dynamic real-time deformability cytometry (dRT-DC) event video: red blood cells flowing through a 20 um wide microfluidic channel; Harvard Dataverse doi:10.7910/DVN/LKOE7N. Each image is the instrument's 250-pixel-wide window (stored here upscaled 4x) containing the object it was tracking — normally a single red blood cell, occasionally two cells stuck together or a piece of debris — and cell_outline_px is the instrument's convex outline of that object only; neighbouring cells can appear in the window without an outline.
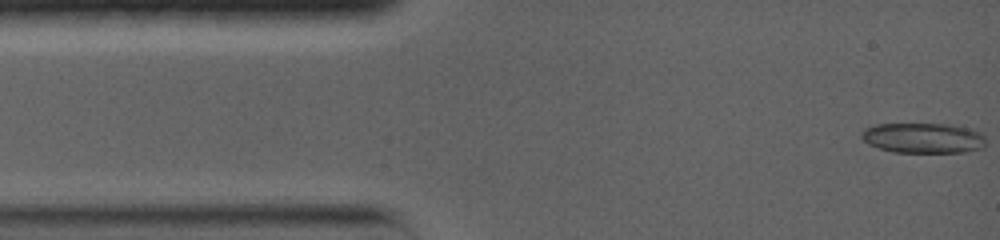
{"species": "common noctule bat (a hibernating species)", "species_latin": "Nyctalus noctula", "temperature_condition": "warm", "stored_images_in_passage": 40, "camera_frame_rate_fps": 5000, "um_per_image_px": 0.085, "animal": {"sex": "female", "body_mass_g": 19.0, "forearm_length_mm": 56.7}, "frame": {"image": 1, "passage_image": 1, "time_ms": 0.0, "image_size_px": [1000, 240], "cell_outline_px": [[984, 148], [964, 152], [892, 152], [868, 144], [860, 136], [860, 132], [864, 128], [876, 124], [948, 124], [972, 128], [984, 136]], "centroid_in_image_um": [78.46, 11.72], "position_along_channel_um": 6.5, "area_um2": 22.02}}
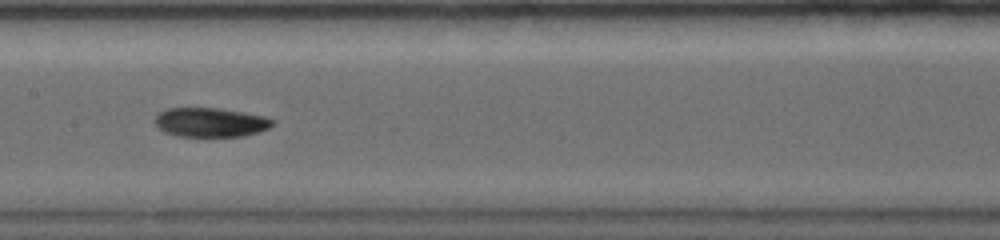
{"frame": {"image": 2, "passage_image": 16, "time_ms": 6.8, "image_size_px": [1000, 240], "cell_outline_px": [[272, 124], [268, 128], [244, 136], [176, 136], [164, 132], [152, 120], [160, 112], [168, 108], [216, 108], [264, 116], [272, 120]], "centroid_in_image_um": [17.83, 10.4], "position_along_channel_um": 189.6, "area_um2": 19.71}}
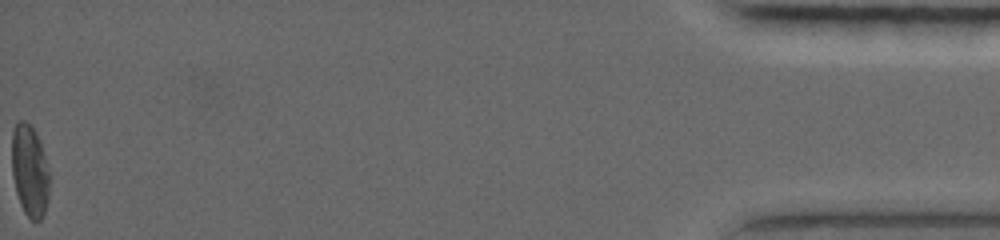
{"frame": {"image": 3, "passage_image": 40, "time_ms": 17.0, "image_size_px": [1000, 240], "cell_outline_px": [[48, 200], [44, 216], [40, 220], [32, 220], [24, 212], [20, 204], [16, 192], [12, 176], [12, 132], [16, 120], [24, 120], [36, 132], [44, 156], [48, 172]], "centroid_in_image_um": [2.5, 14.52], "position_along_channel_um": 432.7, "area_um2": 20.0}, "authors_computed_cell_mechanics": {"area_um2": 20.0277, "velocity_mm_per_s": 3.808, "shape_relaxation_time_tau1_ms": 7.0009, "shape_relaxation_time_tau2_ms": 9.2159, "deformation_change_tau1": 0.1852, "deformation_change_tau2": 0.0998}}